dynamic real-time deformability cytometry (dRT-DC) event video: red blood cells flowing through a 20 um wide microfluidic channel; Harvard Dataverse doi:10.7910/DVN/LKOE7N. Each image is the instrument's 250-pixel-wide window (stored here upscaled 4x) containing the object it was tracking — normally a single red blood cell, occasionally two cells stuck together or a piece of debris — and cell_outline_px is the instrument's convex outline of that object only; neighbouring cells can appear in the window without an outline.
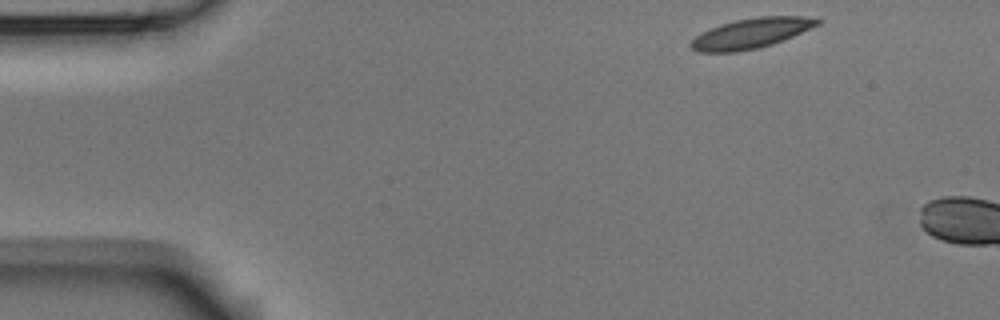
{"species": "Egyptian fruit bat (a non-hibernating species)", "species_latin": "Rousettus aegyptiacus", "temperature_condition": "room temperature", "stored_images_in_passage": 2, "camera_frame_rate_fps": 3000, "um_per_image_px": 0.085, "animal": {"sex": "male"}, "frame": {"image": 1, "passage_image": 1, "time_ms": 0.0, "image_size_px": [1000, 320], "cell_outline_px": [[824, 20], [820, 24], [792, 36], [772, 44], [760, 48], [736, 52], [700, 52], [692, 48], [688, 44], [696, 36], [720, 24], [736, 20], [756, 16], [804, 16]], "centroid_in_image_um": [63.87, 2.82], "position_along_channel_um": 21.1, "area_um2": 22.08}}